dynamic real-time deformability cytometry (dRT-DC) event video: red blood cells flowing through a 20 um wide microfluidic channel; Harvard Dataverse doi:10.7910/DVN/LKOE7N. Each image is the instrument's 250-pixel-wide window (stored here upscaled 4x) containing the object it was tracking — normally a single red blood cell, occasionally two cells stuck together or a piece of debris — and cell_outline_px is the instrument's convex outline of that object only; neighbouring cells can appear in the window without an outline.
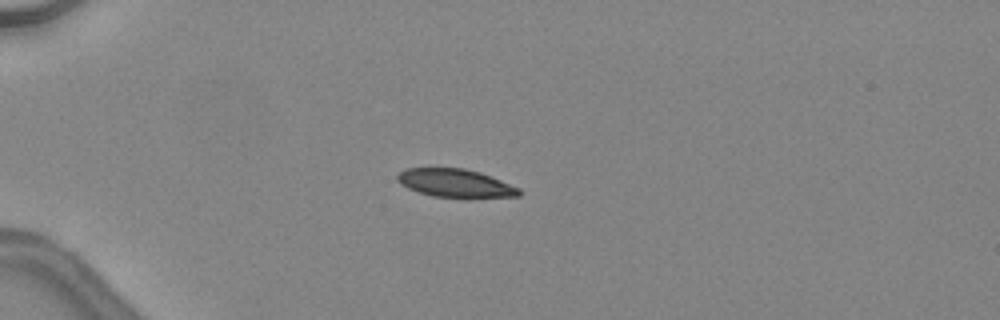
{"species": "common noctule bat (a hibernating species)", "species_latin": "Nyctalus noctula", "temperature_condition": "warm", "stored_images_in_passage": 47, "camera_frame_rate_fps": 3000, "um_per_image_px": 0.085, "animal": {"sex": "female", "body_mass_g": 24.6, "forearm_length_mm": 56.2}, "frame": {"image": 1, "passage_image": 14, "time_ms": 4.333, "image_size_px": [1000, 320], "cell_outline_px": [[520, 196], [432, 196], [408, 188], [400, 184], [396, 180], [396, 176], [404, 168], [464, 168], [480, 172], [520, 188]], "centroid_in_image_um": [38.64, 15.53], "position_along_channel_um": 46.4, "area_um2": 19.48}, "authors_computed_cell_mechanics": {"area_um2": 20.9814, "velocity_mm_per_s": 4.5397, "shape_relaxation_time_tau1_ms": 6.4167, "shape_relaxation_time_tau2_ms": 1.6942, "deformation_change_tau1": 0.2029, "deformation_change_tau2": 0.0766}}